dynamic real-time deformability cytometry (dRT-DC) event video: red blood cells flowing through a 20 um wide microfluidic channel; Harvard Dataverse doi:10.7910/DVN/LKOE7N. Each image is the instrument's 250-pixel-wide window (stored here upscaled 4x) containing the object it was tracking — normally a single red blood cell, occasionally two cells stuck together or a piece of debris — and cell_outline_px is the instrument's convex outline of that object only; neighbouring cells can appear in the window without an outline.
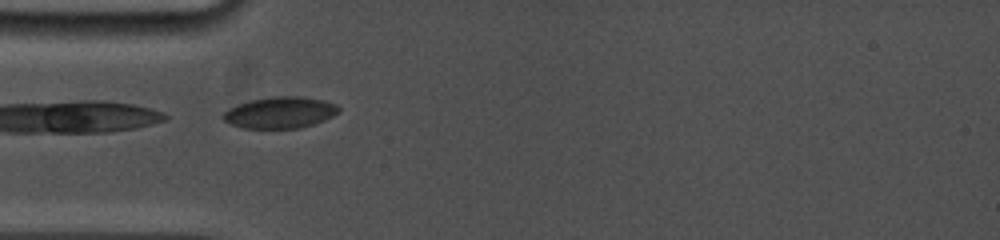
{"species": "common noctule bat (a hibernating species)", "species_latin": "Nyctalus noctula", "temperature_condition": "cold", "stored_images_in_passage": 47, "camera_frame_rate_fps": 5000, "um_per_image_px": 0.085, "animal": {"sex": "female", "body_mass_g": 19.0, "forearm_length_mm": 53.3}, "frame": {"image": 1, "passage_image": 2, "time_ms": 0.2, "image_size_px": [1000, 240], "cell_outline_px": [[340, 112], [324, 120], [300, 128], [244, 128], [232, 124], [224, 120], [220, 116], [228, 108], [236, 104], [252, 100], [272, 96], [300, 96], [324, 100], [336, 104], [340, 108]], "centroid_in_image_um": [23.8, 9.55], "position_along_channel_um": 61.2, "area_um2": 21.21}}
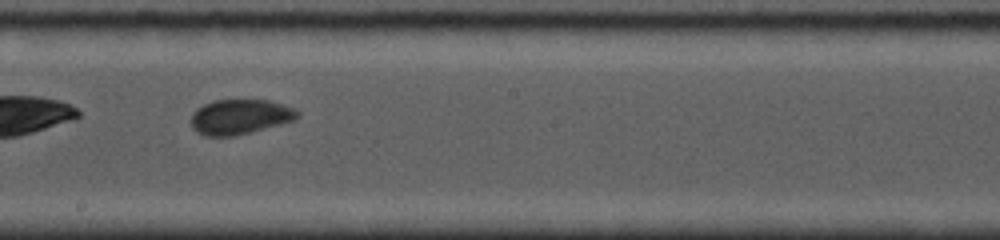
{"frame": {"image": 2, "passage_image": 20, "time_ms": 4.6, "image_size_px": [1000, 240], "cell_outline_px": [[300, 116], [296, 120], [232, 136], [204, 136], [196, 132], [192, 128], [192, 112], [196, 108], [204, 104], [216, 100], [268, 100], [292, 108], [300, 112]], "centroid_in_image_um": [20.37, 9.93], "position_along_channel_um": 227.8, "area_um2": 21.5}}
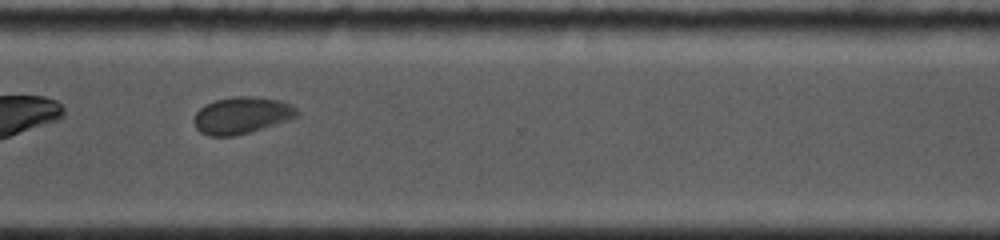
{"frame": {"image": 3, "passage_image": 34, "time_ms": 7.8, "image_size_px": [1000, 240], "cell_outline_px": [[300, 112], [296, 116], [288, 120], [236, 136], [208, 136], [200, 132], [196, 128], [192, 120], [196, 112], [200, 108], [216, 100], [232, 96], [256, 96], [280, 100], [296, 108]], "centroid_in_image_um": [20.52, 9.8], "position_along_channel_um": 350.1, "area_um2": 22.08}, "authors_computed_cell_mechanics": {"area_um2": 22.0796, "velocity_mm_per_s": 3.8113, "shape_relaxation_time_tau1_ms": 2.5996, "shape_relaxation_time_tau2_ms": 0.7269, "deformation_change_tau1": 0.0853, "deformation_change_tau2": 0.0363}}